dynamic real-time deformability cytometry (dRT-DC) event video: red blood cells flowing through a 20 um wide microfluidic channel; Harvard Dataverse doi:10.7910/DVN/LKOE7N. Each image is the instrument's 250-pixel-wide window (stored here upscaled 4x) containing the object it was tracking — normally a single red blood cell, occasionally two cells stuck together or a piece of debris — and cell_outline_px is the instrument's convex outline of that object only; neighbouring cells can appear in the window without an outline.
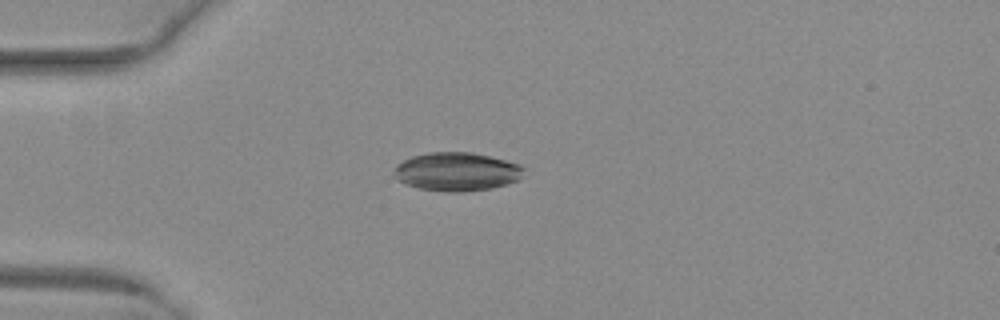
{"species": "common noctule bat (a hibernating species)", "species_latin": "Nyctalus noctula", "temperature_condition": "warm", "stored_images_in_passage": 38, "camera_frame_rate_fps": 3000, "um_per_image_px": 0.085, "animal": {"sex": "female", "body_mass_g": 29.2, "forearm_length_mm": 56.3}, "frame": {"image": 1, "passage_image": 1, "time_ms": 0.0, "image_size_px": [1000, 320], "cell_outline_px": [[524, 168], [520, 176], [516, 180], [508, 184], [492, 188], [464, 192], [444, 192], [420, 188], [404, 184], [396, 180], [392, 176], [392, 172], [396, 164], [412, 156], [428, 152], [472, 152], [520, 164]], "centroid_in_image_um": [38.75, 14.6], "position_along_channel_um": 46.2, "area_um2": 29.36}}
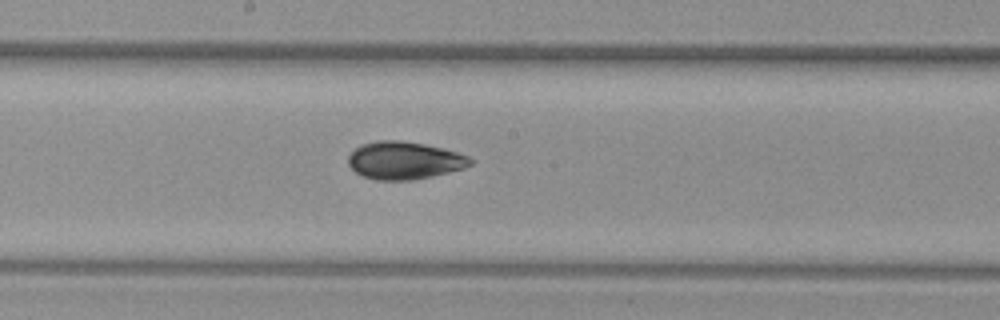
{"frame": {"image": 2, "passage_image": 15, "time_ms": 4.667, "image_size_px": [1000, 320], "cell_outline_px": [[472, 164], [464, 168], [432, 176], [412, 180], [376, 180], [364, 176], [356, 172], [348, 164], [348, 156], [360, 144], [376, 140], [400, 140], [424, 144], [444, 148], [468, 156], [472, 160]], "centroid_in_image_um": [34.36, 13.63], "position_along_channel_um": 213.8, "area_um2": 26.76}}
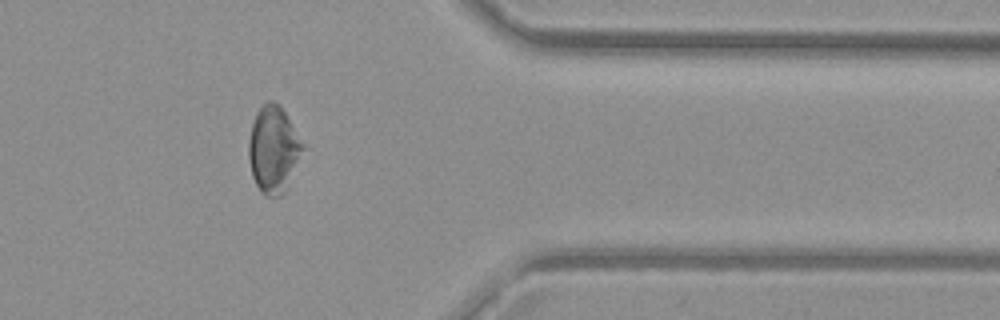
{"frame": {"image": 3, "passage_image": 29, "time_ms": 9.333, "image_size_px": [1000, 320], "cell_outline_px": [[304, 148], [288, 188], [280, 196], [264, 196], [256, 184], [252, 176], [248, 156], [248, 140], [252, 124], [256, 112], [268, 100], [272, 100], [280, 104], [304, 144]], "centroid_in_image_um": [23.24, 12.71], "position_along_channel_um": 388.2, "area_um2": 27.46}, "authors_computed_cell_mechanics": {"area_um2": 27.1949, "velocity_mm_per_s": 4.0628, "shape_relaxation_time_tau1_ms": 4.9122, "shape_relaxation_time_tau2_ms": 2.1541, "deformation_change_tau1": 0.1256, "deformation_change_tau2": 0.0612}}